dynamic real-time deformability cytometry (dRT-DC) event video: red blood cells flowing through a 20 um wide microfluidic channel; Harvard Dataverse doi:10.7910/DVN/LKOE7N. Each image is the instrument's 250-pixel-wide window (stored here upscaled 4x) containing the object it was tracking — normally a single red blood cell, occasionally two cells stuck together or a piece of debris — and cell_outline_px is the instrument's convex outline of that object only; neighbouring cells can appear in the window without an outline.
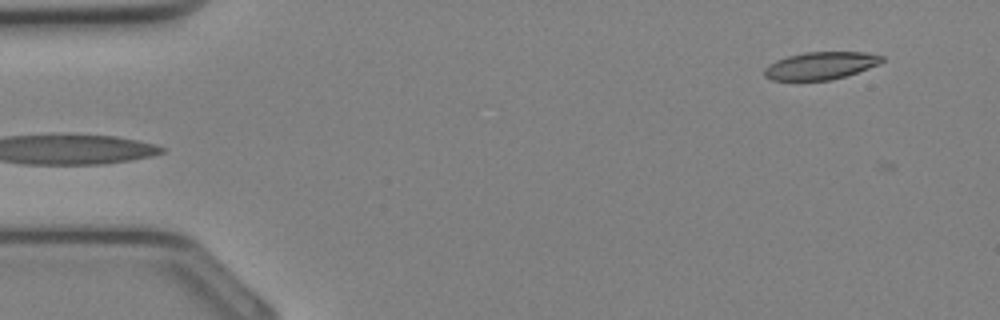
{"species": "Egyptian fruit bat (a non-hibernating species)", "species_latin": "Rousettus aegyptiacus", "temperature_condition": "cold", "stored_images_in_passage": 4, "camera_frame_rate_fps": 3000, "um_per_image_px": 0.085, "animal": {"sex": "female"}, "frame": {"image": 1, "passage_image": 1, "time_ms": 0.0, "image_size_px": [1000, 320], "cell_outline_px": [[884, 60], [880, 64], [844, 76], [828, 80], [772, 80], [764, 76], [764, 68], [768, 64], [776, 60], [788, 56], [804, 52], [864, 52], [884, 56]], "centroid_in_image_um": [69.73, 5.57], "position_along_channel_um": 15.3, "area_um2": 18.79}}